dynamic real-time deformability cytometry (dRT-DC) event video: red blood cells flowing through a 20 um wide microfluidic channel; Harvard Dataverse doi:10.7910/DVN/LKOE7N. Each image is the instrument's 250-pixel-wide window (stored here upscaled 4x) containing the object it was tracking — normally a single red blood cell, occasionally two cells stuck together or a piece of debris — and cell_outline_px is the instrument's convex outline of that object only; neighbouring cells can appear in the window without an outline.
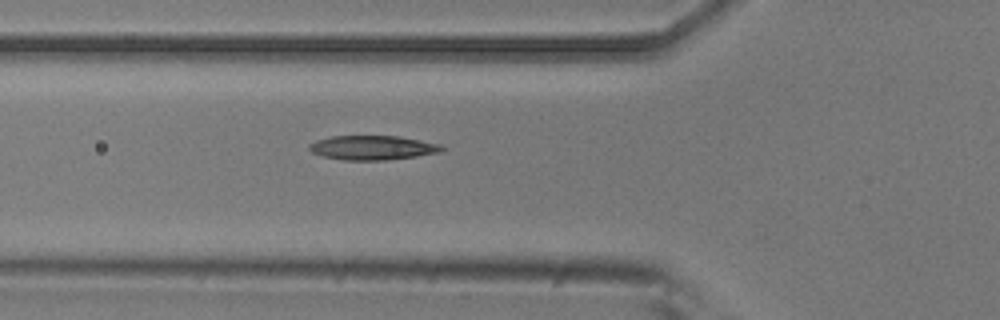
{"species": "common noctule bat (a hibernating species)", "species_latin": "Nyctalus noctula", "temperature_condition": "room temperature", "stored_images_in_passage": 6, "camera_frame_rate_fps": 3000, "um_per_image_px": 0.085, "animal": {"sex": "male", "body_mass_g": 20.5, "forearm_length_mm": 52.5}, "frame": {"image": 1, "passage_image": 6, "time_ms": 1.667, "image_size_px": [1000, 320], "cell_outline_px": [[444, 148], [440, 152], [416, 156], [384, 160], [344, 160], [324, 156], [312, 152], [308, 148], [308, 144], [316, 140], [332, 136], [396, 136], [420, 140], [440, 144]], "centroid_in_image_um": [31.64, 12.55], "position_along_channel_um": 94.2, "area_um2": 18.61}}